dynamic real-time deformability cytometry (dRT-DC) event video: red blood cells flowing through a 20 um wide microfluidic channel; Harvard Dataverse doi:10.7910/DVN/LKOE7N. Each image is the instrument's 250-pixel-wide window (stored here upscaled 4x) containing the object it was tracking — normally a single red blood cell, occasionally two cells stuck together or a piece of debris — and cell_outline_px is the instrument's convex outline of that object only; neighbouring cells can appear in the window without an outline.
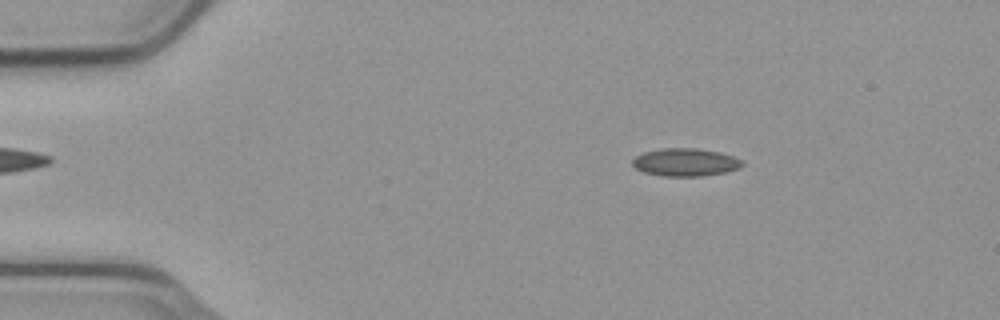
{"species": "common noctule bat (a hibernating species)", "species_latin": "Nyctalus noctula", "temperature_condition": "cold", "stored_images_in_passage": 50, "camera_frame_rate_fps": 3000, "um_per_image_px": 0.085, "animal": {"sex": "male", "body_mass_g": 23.1, "forearm_length_mm": 52.7}, "frame": {"image": 1, "passage_image": 4, "time_ms": 1.0, "image_size_px": [1000, 320], "cell_outline_px": [[744, 164], [740, 168], [724, 172], [704, 176], [660, 176], [644, 172], [636, 168], [632, 164], [632, 160], [636, 156], [644, 152], [660, 148], [696, 148], [720, 152], [744, 160]], "centroid_in_image_um": [58.27, 13.79], "position_along_channel_um": 26.7, "area_um2": 17.92}}
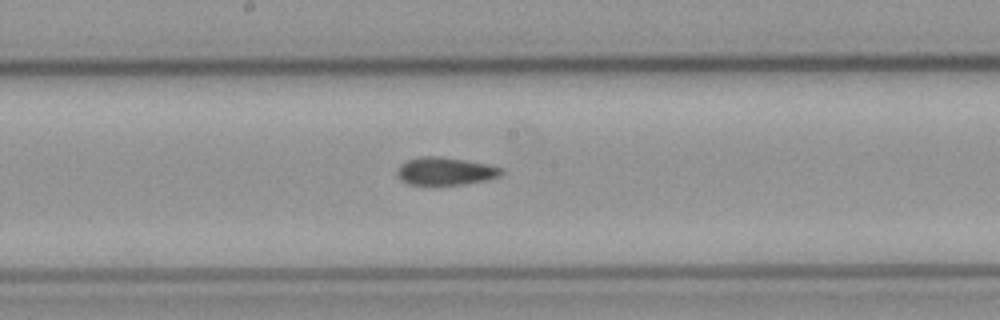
{"frame": {"image": 2, "passage_image": 24, "time_ms": 7.667, "image_size_px": [1000, 320], "cell_outline_px": [[504, 172], [500, 176], [484, 180], [460, 184], [408, 184], [400, 180], [396, 176], [396, 172], [400, 164], [408, 160], [420, 156], [440, 156], [488, 164], [504, 168]], "centroid_in_image_um": [37.83, 14.54], "position_along_channel_um": 210.4, "area_um2": 16.82}}
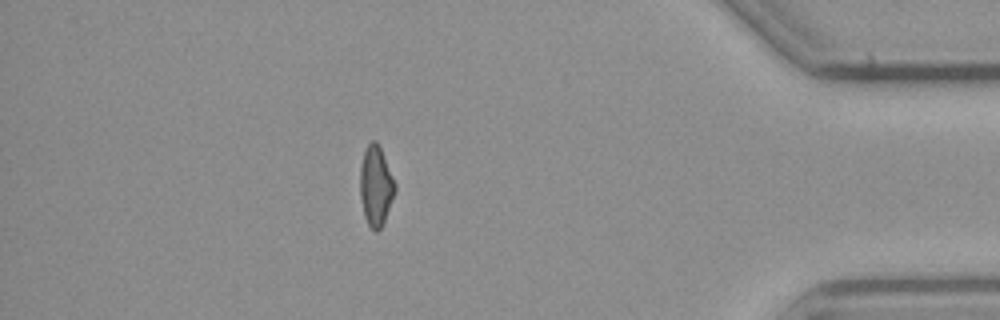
{"frame": {"image": 3, "passage_image": 43, "time_ms": 14.0, "image_size_px": [1000, 320], "cell_outline_px": [[396, 188], [384, 220], [380, 228], [376, 232], [368, 224], [364, 216], [360, 196], [360, 168], [364, 152], [368, 144], [372, 140], [376, 140], [380, 148], [396, 184]], "centroid_in_image_um": [31.93, 15.79], "position_along_channel_um": 403.3, "area_um2": 15.9}, "authors_computed_cell_mechanics": {"area_um2": 16.9354, "velocity_mm_per_s": 3.7459, "shape_relaxation_time_tau1_ms": null, "shape_relaxation_time_tau2_ms": 4.9271, "deformation_change_tau1": null, "deformation_change_tau2": 0.1116}}